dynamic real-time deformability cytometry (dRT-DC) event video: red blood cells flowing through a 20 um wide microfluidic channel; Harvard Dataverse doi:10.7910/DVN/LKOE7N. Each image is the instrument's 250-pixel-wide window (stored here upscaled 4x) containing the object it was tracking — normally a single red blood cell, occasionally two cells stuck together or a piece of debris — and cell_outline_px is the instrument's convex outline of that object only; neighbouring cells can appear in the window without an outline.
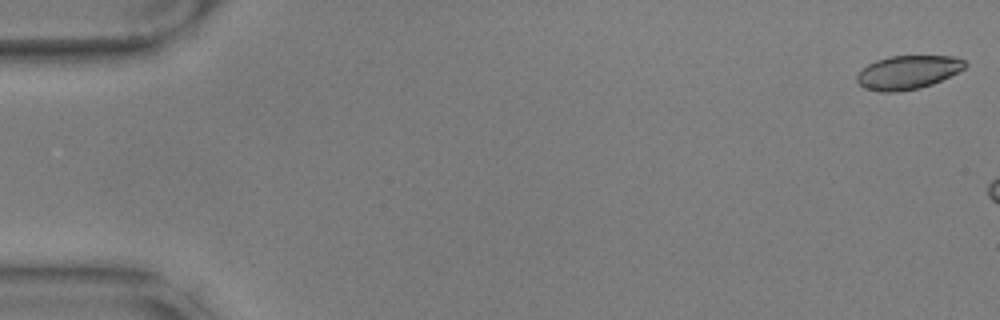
{"species": "common noctule bat (a hibernating species)", "species_latin": "Nyctalus noctula", "temperature_condition": "warm", "stored_images_in_passage": 8, "camera_frame_rate_fps": 3000, "um_per_image_px": 0.085, "animal": {"sex": "male", "body_mass_g": 17.9, "forearm_length_mm": 54.2}, "frame": {"image": 1, "passage_image": 1, "time_ms": 0.0, "image_size_px": [1000, 320], "cell_outline_px": [[968, 64], [964, 68], [932, 84], [920, 88], [896, 92], [876, 92], [864, 88], [856, 80], [856, 76], [860, 68], [876, 60], [888, 56], [952, 56], [964, 60]], "centroid_in_image_um": [77.1, 6.15], "position_along_channel_um": 7.9, "area_um2": 21.27}}